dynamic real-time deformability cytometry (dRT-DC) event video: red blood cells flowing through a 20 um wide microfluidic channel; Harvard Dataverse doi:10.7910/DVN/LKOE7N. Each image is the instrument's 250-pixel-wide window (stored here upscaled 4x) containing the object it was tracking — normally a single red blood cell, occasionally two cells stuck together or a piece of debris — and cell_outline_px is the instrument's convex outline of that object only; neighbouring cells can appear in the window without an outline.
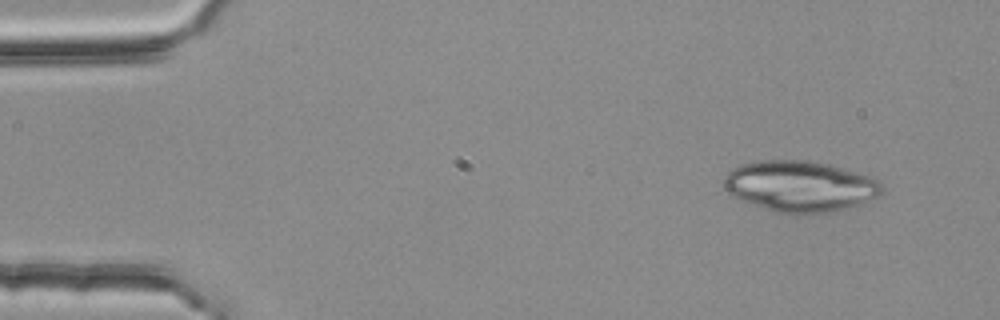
{"species": "common noctule bat (a hibernating species)", "species_latin": "Nyctalus noctula", "temperature_condition": "room temperature", "stored_images_in_passage": 3, "camera_frame_rate_fps": 3000, "um_per_image_px": 0.085, "animal": {"sex": "female", "body_mass_g": 25.1}, "frame": {"image": 1, "passage_image": 1, "time_ms": 0.0, "image_size_px": [1000, 320], "cell_outline_px": [[884, 188], [876, 196], [856, 204], [844, 208], [828, 212], [796, 216], [792, 216], [776, 212], [744, 200], [728, 192], [724, 188], [724, 176], [728, 172], [740, 164], [756, 160], [804, 160], [828, 164], [876, 176], [880, 180]], "centroid_in_image_um": [68.02, 15.82], "position_along_channel_um": 17.0, "area_um2": 47.05}}